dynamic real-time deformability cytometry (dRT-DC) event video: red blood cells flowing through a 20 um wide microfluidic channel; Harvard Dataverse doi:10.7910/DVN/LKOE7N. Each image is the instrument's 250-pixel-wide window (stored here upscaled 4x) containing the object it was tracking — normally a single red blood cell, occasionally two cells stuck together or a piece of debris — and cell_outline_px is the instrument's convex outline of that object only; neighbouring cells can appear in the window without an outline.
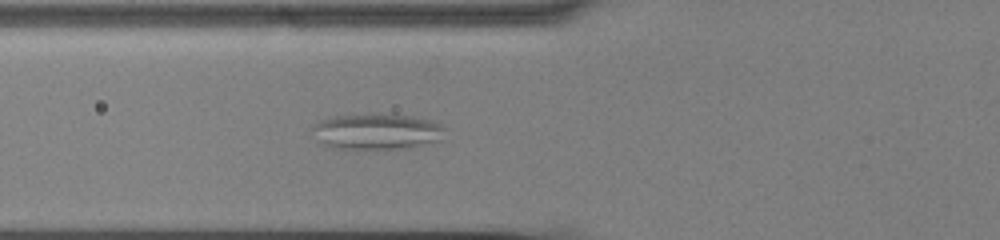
{"species": "common noctule bat (a hibernating species)", "species_latin": "Nyctalus noctula", "temperature_condition": "cold", "stored_images_in_passage": 57, "camera_frame_rate_fps": 3000, "um_per_image_px": 0.085, "animal": {"sex": "male", "body_mass_g": 13.0, "forearm_length_mm": 53.1}, "frame": {"image": 1, "passage_image": 22, "time_ms": 7.0, "image_size_px": [1000, 240], "cell_outline_px": [[444, 128], [440, 140], [404, 148], [336, 148], [320, 144], [312, 128], [320, 120], [336, 116], [372, 112], [380, 112], [412, 116], [436, 120]], "centroid_in_image_um": [32.03, 11.13], "position_along_channel_um": 93.8, "area_um2": 27.86}}
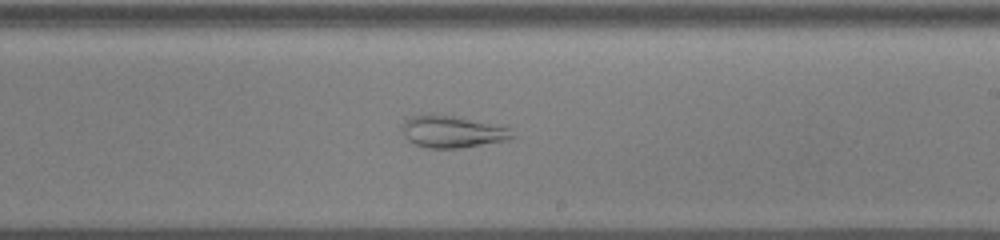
{"frame": {"image": 2, "passage_image": 35, "time_ms": 11.333, "image_size_px": [1000, 240], "cell_outline_px": [[516, 136], [508, 140], [460, 148], [428, 148], [416, 144], [408, 140], [404, 136], [400, 128], [404, 120], [412, 116], [452, 116], [508, 128]], "centroid_in_image_um": [38.41, 11.23], "position_along_channel_um": 250.6, "area_um2": 19.88}}
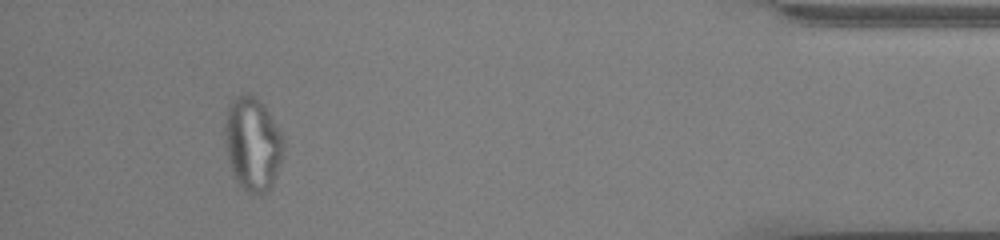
{"frame": {"image": 3, "passage_image": 53, "time_ms": 17.333, "image_size_px": [1000, 240], "cell_outline_px": [[284, 148], [280, 164], [272, 188], [260, 196], [252, 196], [244, 192], [240, 188], [232, 172], [228, 160], [224, 144], [224, 124], [228, 104], [236, 96], [244, 92], [248, 92], [256, 96], [260, 100], [268, 112], [280, 132], [284, 140]], "centroid_in_image_um": [21.45, 12.27], "position_along_channel_um": 413.8, "area_um2": 32.89}}